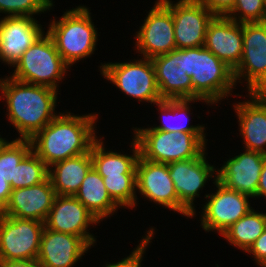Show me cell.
I'll use <instances>...</instances> for the list:
<instances>
[{"label": "cell", "instance_id": "1", "mask_svg": "<svg viewBox=\"0 0 266 267\" xmlns=\"http://www.w3.org/2000/svg\"><path fill=\"white\" fill-rule=\"evenodd\" d=\"M5 75L0 78V100L6 106L7 125L17 131L16 139H31L60 113L56 109L62 102L58 99L61 90Z\"/></svg>", "mask_w": 266, "mask_h": 267}, {"label": "cell", "instance_id": "2", "mask_svg": "<svg viewBox=\"0 0 266 267\" xmlns=\"http://www.w3.org/2000/svg\"><path fill=\"white\" fill-rule=\"evenodd\" d=\"M99 118L100 112L79 115L63 110L30 139L32 151L48 167L55 162L85 154L100 135L97 132Z\"/></svg>", "mask_w": 266, "mask_h": 267}, {"label": "cell", "instance_id": "3", "mask_svg": "<svg viewBox=\"0 0 266 267\" xmlns=\"http://www.w3.org/2000/svg\"><path fill=\"white\" fill-rule=\"evenodd\" d=\"M80 4L66 9L61 17H52L46 33L52 38L62 59L71 67L86 58L92 57L98 49L100 36L93 22L91 9ZM58 19V20H57ZM96 50V51H95Z\"/></svg>", "mask_w": 266, "mask_h": 267}, {"label": "cell", "instance_id": "4", "mask_svg": "<svg viewBox=\"0 0 266 267\" xmlns=\"http://www.w3.org/2000/svg\"><path fill=\"white\" fill-rule=\"evenodd\" d=\"M184 65L186 74L191 77L193 99L205 100L215 109L224 100L239 94L234 92L237 88L233 70L204 46L185 48Z\"/></svg>", "mask_w": 266, "mask_h": 267}, {"label": "cell", "instance_id": "5", "mask_svg": "<svg viewBox=\"0 0 266 267\" xmlns=\"http://www.w3.org/2000/svg\"><path fill=\"white\" fill-rule=\"evenodd\" d=\"M146 126L131 128L143 159L168 164L200 157L209 148L208 133H169Z\"/></svg>", "mask_w": 266, "mask_h": 267}, {"label": "cell", "instance_id": "6", "mask_svg": "<svg viewBox=\"0 0 266 267\" xmlns=\"http://www.w3.org/2000/svg\"><path fill=\"white\" fill-rule=\"evenodd\" d=\"M71 68L60 56L52 38L45 32L23 53L8 74L18 81L48 86L58 91L66 76L69 77Z\"/></svg>", "mask_w": 266, "mask_h": 267}, {"label": "cell", "instance_id": "7", "mask_svg": "<svg viewBox=\"0 0 266 267\" xmlns=\"http://www.w3.org/2000/svg\"><path fill=\"white\" fill-rule=\"evenodd\" d=\"M105 81L115 86L124 95L137 102L155 106L163 99L156 82L155 69L150 58L137 56L128 61L101 62L98 66ZM153 104V105H152Z\"/></svg>", "mask_w": 266, "mask_h": 267}, {"label": "cell", "instance_id": "8", "mask_svg": "<svg viewBox=\"0 0 266 267\" xmlns=\"http://www.w3.org/2000/svg\"><path fill=\"white\" fill-rule=\"evenodd\" d=\"M212 183L214 188L210 186V193L207 191L203 197L204 201L201 200L204 202L203 205L200 204L201 211H194L190 219L199 215V227L206 233H218L220 236L254 207L249 196L226 188L218 180ZM197 212L201 213L197 215Z\"/></svg>", "mask_w": 266, "mask_h": 267}, {"label": "cell", "instance_id": "9", "mask_svg": "<svg viewBox=\"0 0 266 267\" xmlns=\"http://www.w3.org/2000/svg\"><path fill=\"white\" fill-rule=\"evenodd\" d=\"M233 75L243 92H266V22L243 23V54Z\"/></svg>", "mask_w": 266, "mask_h": 267}, {"label": "cell", "instance_id": "10", "mask_svg": "<svg viewBox=\"0 0 266 267\" xmlns=\"http://www.w3.org/2000/svg\"><path fill=\"white\" fill-rule=\"evenodd\" d=\"M136 196V208L142 198L176 212L181 217L191 218L192 214L178 200L168 164L149 161L139 156L136 164Z\"/></svg>", "mask_w": 266, "mask_h": 267}, {"label": "cell", "instance_id": "11", "mask_svg": "<svg viewBox=\"0 0 266 267\" xmlns=\"http://www.w3.org/2000/svg\"><path fill=\"white\" fill-rule=\"evenodd\" d=\"M152 5L132 35L134 54L150 59L176 49L171 10L161 0H155Z\"/></svg>", "mask_w": 266, "mask_h": 267}, {"label": "cell", "instance_id": "12", "mask_svg": "<svg viewBox=\"0 0 266 267\" xmlns=\"http://www.w3.org/2000/svg\"><path fill=\"white\" fill-rule=\"evenodd\" d=\"M44 222L0 214V261L37 260Z\"/></svg>", "mask_w": 266, "mask_h": 267}, {"label": "cell", "instance_id": "13", "mask_svg": "<svg viewBox=\"0 0 266 267\" xmlns=\"http://www.w3.org/2000/svg\"><path fill=\"white\" fill-rule=\"evenodd\" d=\"M209 150L200 157L168 163L169 175L174 183L180 203L193 214L196 211V198L211 181L217 180V167L207 159Z\"/></svg>", "mask_w": 266, "mask_h": 267}, {"label": "cell", "instance_id": "14", "mask_svg": "<svg viewBox=\"0 0 266 267\" xmlns=\"http://www.w3.org/2000/svg\"><path fill=\"white\" fill-rule=\"evenodd\" d=\"M96 225L100 226L99 220L75 196L70 195H56L44 221L45 228L79 236L91 248H95L98 241L97 236L91 233Z\"/></svg>", "mask_w": 266, "mask_h": 267}, {"label": "cell", "instance_id": "15", "mask_svg": "<svg viewBox=\"0 0 266 267\" xmlns=\"http://www.w3.org/2000/svg\"><path fill=\"white\" fill-rule=\"evenodd\" d=\"M172 13L176 49L204 46L208 24L214 18L195 0H161Z\"/></svg>", "mask_w": 266, "mask_h": 267}, {"label": "cell", "instance_id": "16", "mask_svg": "<svg viewBox=\"0 0 266 267\" xmlns=\"http://www.w3.org/2000/svg\"><path fill=\"white\" fill-rule=\"evenodd\" d=\"M238 94L239 101L230 103L238 122L243 149L266 155V92ZM244 98L243 100L241 98ZM247 97V98H246Z\"/></svg>", "mask_w": 266, "mask_h": 267}, {"label": "cell", "instance_id": "17", "mask_svg": "<svg viewBox=\"0 0 266 267\" xmlns=\"http://www.w3.org/2000/svg\"><path fill=\"white\" fill-rule=\"evenodd\" d=\"M36 18L8 16L0 18V62L10 69L23 53L44 33L46 27ZM45 29V30H44Z\"/></svg>", "mask_w": 266, "mask_h": 267}, {"label": "cell", "instance_id": "18", "mask_svg": "<svg viewBox=\"0 0 266 267\" xmlns=\"http://www.w3.org/2000/svg\"><path fill=\"white\" fill-rule=\"evenodd\" d=\"M241 151L244 152L225 158L226 161L217 166V180L226 188L257 200L256 192L266 155L246 149Z\"/></svg>", "mask_w": 266, "mask_h": 267}, {"label": "cell", "instance_id": "19", "mask_svg": "<svg viewBox=\"0 0 266 267\" xmlns=\"http://www.w3.org/2000/svg\"><path fill=\"white\" fill-rule=\"evenodd\" d=\"M91 247L79 236L44 227L37 262L42 267H74L79 265Z\"/></svg>", "mask_w": 266, "mask_h": 267}, {"label": "cell", "instance_id": "20", "mask_svg": "<svg viewBox=\"0 0 266 267\" xmlns=\"http://www.w3.org/2000/svg\"><path fill=\"white\" fill-rule=\"evenodd\" d=\"M204 47L234 71L243 54V23L214 16L207 27Z\"/></svg>", "mask_w": 266, "mask_h": 267}, {"label": "cell", "instance_id": "21", "mask_svg": "<svg viewBox=\"0 0 266 267\" xmlns=\"http://www.w3.org/2000/svg\"><path fill=\"white\" fill-rule=\"evenodd\" d=\"M160 96L167 99H193L191 77L186 74L184 49L151 58Z\"/></svg>", "mask_w": 266, "mask_h": 267}, {"label": "cell", "instance_id": "22", "mask_svg": "<svg viewBox=\"0 0 266 267\" xmlns=\"http://www.w3.org/2000/svg\"><path fill=\"white\" fill-rule=\"evenodd\" d=\"M55 196V190L48 177L37 185L13 189L7 206L1 214L44 222L52 208Z\"/></svg>", "mask_w": 266, "mask_h": 267}, {"label": "cell", "instance_id": "23", "mask_svg": "<svg viewBox=\"0 0 266 267\" xmlns=\"http://www.w3.org/2000/svg\"><path fill=\"white\" fill-rule=\"evenodd\" d=\"M198 102L210 108H213L207 101L202 99H167L156 103L157 120L159 125H150L151 128L162 130L169 133H208L205 124L191 125L193 121L190 116H193L194 111L192 104H198ZM192 105V106H191Z\"/></svg>", "mask_w": 266, "mask_h": 267}, {"label": "cell", "instance_id": "24", "mask_svg": "<svg viewBox=\"0 0 266 267\" xmlns=\"http://www.w3.org/2000/svg\"><path fill=\"white\" fill-rule=\"evenodd\" d=\"M130 148L125 151L110 149L106 143L104 135L95 140L91 146V158L94 169L102 176H114L120 174H136V164L140 156V149L137 141L132 136ZM108 148H107V147ZM106 147V148H105Z\"/></svg>", "mask_w": 266, "mask_h": 267}, {"label": "cell", "instance_id": "25", "mask_svg": "<svg viewBox=\"0 0 266 267\" xmlns=\"http://www.w3.org/2000/svg\"><path fill=\"white\" fill-rule=\"evenodd\" d=\"M92 167L91 149L85 154L55 162L48 167V177L56 195L74 196Z\"/></svg>", "mask_w": 266, "mask_h": 267}, {"label": "cell", "instance_id": "26", "mask_svg": "<svg viewBox=\"0 0 266 267\" xmlns=\"http://www.w3.org/2000/svg\"><path fill=\"white\" fill-rule=\"evenodd\" d=\"M98 220L114 217L121 207L110 197L102 176L92 167L74 195Z\"/></svg>", "mask_w": 266, "mask_h": 267}, {"label": "cell", "instance_id": "27", "mask_svg": "<svg viewBox=\"0 0 266 267\" xmlns=\"http://www.w3.org/2000/svg\"><path fill=\"white\" fill-rule=\"evenodd\" d=\"M266 228V213L252 208L220 237L227 240L228 245L246 253Z\"/></svg>", "mask_w": 266, "mask_h": 267}, {"label": "cell", "instance_id": "28", "mask_svg": "<svg viewBox=\"0 0 266 267\" xmlns=\"http://www.w3.org/2000/svg\"><path fill=\"white\" fill-rule=\"evenodd\" d=\"M32 150L30 139L5 138L0 144V177L11 186L15 181V166Z\"/></svg>", "mask_w": 266, "mask_h": 267}, {"label": "cell", "instance_id": "29", "mask_svg": "<svg viewBox=\"0 0 266 267\" xmlns=\"http://www.w3.org/2000/svg\"><path fill=\"white\" fill-rule=\"evenodd\" d=\"M48 178V166L31 150L15 166V181L11 189L30 187L42 183Z\"/></svg>", "mask_w": 266, "mask_h": 267}, {"label": "cell", "instance_id": "30", "mask_svg": "<svg viewBox=\"0 0 266 267\" xmlns=\"http://www.w3.org/2000/svg\"><path fill=\"white\" fill-rule=\"evenodd\" d=\"M102 178L110 197L121 209L136 210V174H120Z\"/></svg>", "mask_w": 266, "mask_h": 267}, {"label": "cell", "instance_id": "31", "mask_svg": "<svg viewBox=\"0 0 266 267\" xmlns=\"http://www.w3.org/2000/svg\"><path fill=\"white\" fill-rule=\"evenodd\" d=\"M54 0H0V18L8 16L33 17L54 10ZM4 14V15H2Z\"/></svg>", "mask_w": 266, "mask_h": 267}, {"label": "cell", "instance_id": "32", "mask_svg": "<svg viewBox=\"0 0 266 267\" xmlns=\"http://www.w3.org/2000/svg\"><path fill=\"white\" fill-rule=\"evenodd\" d=\"M157 228L156 227H149V229L145 230V233L143 236H141L140 240L137 242L135 248L129 252L128 255H126L121 260L119 259L117 262L114 260L111 263L106 261L103 262L104 264L101 265L102 267H142V262L144 261V258L146 256V251L153 243L152 240L155 238V234H157ZM156 230V231H155Z\"/></svg>", "mask_w": 266, "mask_h": 267}, {"label": "cell", "instance_id": "33", "mask_svg": "<svg viewBox=\"0 0 266 267\" xmlns=\"http://www.w3.org/2000/svg\"><path fill=\"white\" fill-rule=\"evenodd\" d=\"M264 5L265 0H236L226 16L239 23L265 22Z\"/></svg>", "mask_w": 266, "mask_h": 267}, {"label": "cell", "instance_id": "34", "mask_svg": "<svg viewBox=\"0 0 266 267\" xmlns=\"http://www.w3.org/2000/svg\"><path fill=\"white\" fill-rule=\"evenodd\" d=\"M245 254H250L258 267H266V228Z\"/></svg>", "mask_w": 266, "mask_h": 267}, {"label": "cell", "instance_id": "35", "mask_svg": "<svg viewBox=\"0 0 266 267\" xmlns=\"http://www.w3.org/2000/svg\"><path fill=\"white\" fill-rule=\"evenodd\" d=\"M204 5L215 16H226L234 7L236 0H195Z\"/></svg>", "mask_w": 266, "mask_h": 267}, {"label": "cell", "instance_id": "36", "mask_svg": "<svg viewBox=\"0 0 266 267\" xmlns=\"http://www.w3.org/2000/svg\"><path fill=\"white\" fill-rule=\"evenodd\" d=\"M12 192L10 184L0 177V214L5 210Z\"/></svg>", "mask_w": 266, "mask_h": 267}, {"label": "cell", "instance_id": "37", "mask_svg": "<svg viewBox=\"0 0 266 267\" xmlns=\"http://www.w3.org/2000/svg\"><path fill=\"white\" fill-rule=\"evenodd\" d=\"M0 267H42L37 260L0 261Z\"/></svg>", "mask_w": 266, "mask_h": 267}, {"label": "cell", "instance_id": "38", "mask_svg": "<svg viewBox=\"0 0 266 267\" xmlns=\"http://www.w3.org/2000/svg\"><path fill=\"white\" fill-rule=\"evenodd\" d=\"M264 198L266 200V157L264 159V165L260 174L259 183L256 192L257 199Z\"/></svg>", "mask_w": 266, "mask_h": 267}, {"label": "cell", "instance_id": "39", "mask_svg": "<svg viewBox=\"0 0 266 267\" xmlns=\"http://www.w3.org/2000/svg\"><path fill=\"white\" fill-rule=\"evenodd\" d=\"M1 133V132H0ZM5 140V137L3 138V136L0 134V144Z\"/></svg>", "mask_w": 266, "mask_h": 267}, {"label": "cell", "instance_id": "40", "mask_svg": "<svg viewBox=\"0 0 266 267\" xmlns=\"http://www.w3.org/2000/svg\"><path fill=\"white\" fill-rule=\"evenodd\" d=\"M264 12H265V22H266V0H265V5H264Z\"/></svg>", "mask_w": 266, "mask_h": 267}]
</instances>
